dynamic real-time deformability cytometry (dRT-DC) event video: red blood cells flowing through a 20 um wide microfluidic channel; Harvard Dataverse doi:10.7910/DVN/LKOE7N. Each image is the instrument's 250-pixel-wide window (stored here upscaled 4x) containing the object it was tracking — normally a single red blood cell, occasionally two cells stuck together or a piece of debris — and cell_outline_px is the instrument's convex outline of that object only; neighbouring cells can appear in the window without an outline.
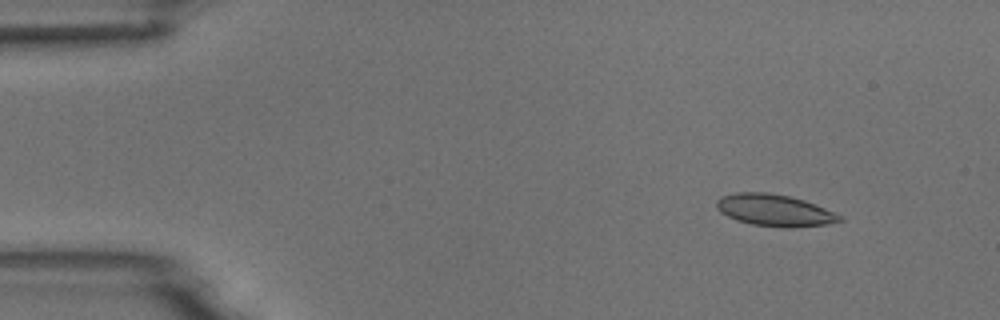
{"species": "common noctule bat (a hibernating species)", "species_latin": "Nyctalus noctula", "temperature_condition": "room temperature", "stored_images_in_passage": 4, "camera_frame_rate_fps": 3000, "um_per_image_px": 0.085, "animal": {"sex": "male", "body_mass_g": 18.8}, "frame": {"image": 1, "passage_image": 2, "time_ms": 0.333, "image_size_px": [1000, 320], "cell_outline_px": [[844, 220], [824, 224], [792, 228], [784, 228], [752, 224], [736, 220], [720, 212], [716, 208], [716, 200], [720, 196], [736, 192], [768, 192], [788, 196], [804, 200], [844, 216]], "centroid_in_image_um": [65.81, 17.87], "position_along_channel_um": 19.2, "area_um2": 22.89}}
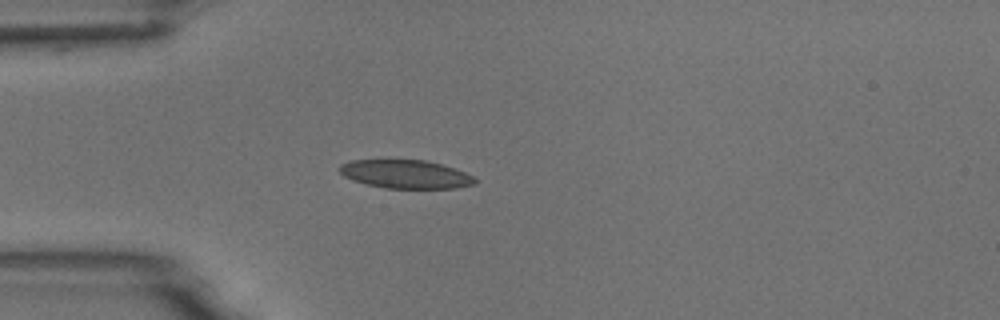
{"frame": {"image": 2, "passage_image": 4, "time_ms": 1.0, "image_size_px": [1000, 320], "cell_outline_px": [[476, 184], [456, 188], [384, 188], [352, 180], [344, 176], [340, 172], [340, 164], [348, 160], [424, 160], [440, 164], [464, 172], [472, 176], [476, 180]], "centroid_in_image_um": [34.45, 14.8], "position_along_channel_um": 50.5, "area_um2": 22.25}}